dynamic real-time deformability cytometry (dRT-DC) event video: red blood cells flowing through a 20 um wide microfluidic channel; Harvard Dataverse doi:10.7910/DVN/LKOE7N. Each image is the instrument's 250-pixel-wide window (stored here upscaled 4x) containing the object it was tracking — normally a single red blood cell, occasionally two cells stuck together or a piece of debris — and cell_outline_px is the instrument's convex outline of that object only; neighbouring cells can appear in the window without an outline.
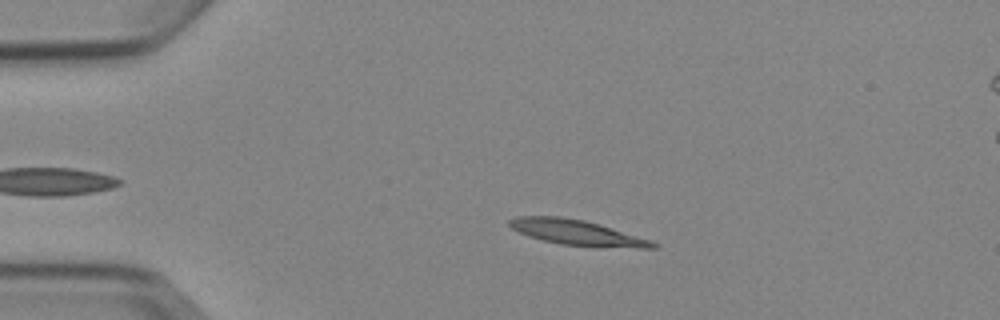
{"species": "Egyptian fruit bat (a non-hibernating species)", "species_latin": "Rousettus aegyptiacus", "temperature_condition": "cold", "stored_images_in_passage": 5, "camera_frame_rate_fps": 3000, "um_per_image_px": 0.085, "animal": {"sex": "female"}, "frame": {"image": 1, "passage_image": 4, "time_ms": 3.667, "image_size_px": [1000, 320], "cell_outline_px": [[660, 244], [656, 248], [640, 248], [560, 244], [528, 236], [512, 228], [508, 224], [508, 220], [516, 216], [560, 216], [584, 220], [600, 224], [652, 240]], "centroid_in_image_um": [49.06, 19.75], "position_along_channel_um": 35.9, "area_um2": 20.92}}